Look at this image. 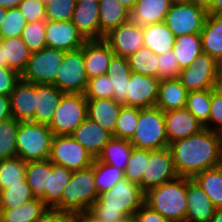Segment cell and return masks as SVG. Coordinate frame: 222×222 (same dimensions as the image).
Here are the masks:
<instances>
[{"label":"cell","mask_w":222,"mask_h":222,"mask_svg":"<svg viewBox=\"0 0 222 222\" xmlns=\"http://www.w3.org/2000/svg\"><path fill=\"white\" fill-rule=\"evenodd\" d=\"M169 149L179 177L193 179L203 170L222 165V135L210 129L171 142Z\"/></svg>","instance_id":"6da1fadb"},{"label":"cell","mask_w":222,"mask_h":222,"mask_svg":"<svg viewBox=\"0 0 222 222\" xmlns=\"http://www.w3.org/2000/svg\"><path fill=\"white\" fill-rule=\"evenodd\" d=\"M145 193L127 179L98 195L87 213L100 222H123L144 204Z\"/></svg>","instance_id":"7a4b0ae2"},{"label":"cell","mask_w":222,"mask_h":222,"mask_svg":"<svg viewBox=\"0 0 222 222\" xmlns=\"http://www.w3.org/2000/svg\"><path fill=\"white\" fill-rule=\"evenodd\" d=\"M144 203L169 222H185L187 210L186 178L176 179L149 189Z\"/></svg>","instance_id":"3957f363"},{"label":"cell","mask_w":222,"mask_h":222,"mask_svg":"<svg viewBox=\"0 0 222 222\" xmlns=\"http://www.w3.org/2000/svg\"><path fill=\"white\" fill-rule=\"evenodd\" d=\"M54 135L47 125L19 122L16 134L17 156L25 162L49 159Z\"/></svg>","instance_id":"277c9868"},{"label":"cell","mask_w":222,"mask_h":222,"mask_svg":"<svg viewBox=\"0 0 222 222\" xmlns=\"http://www.w3.org/2000/svg\"><path fill=\"white\" fill-rule=\"evenodd\" d=\"M129 141L134 148L150 151L169 147L164 112L156 106L139 108L138 123Z\"/></svg>","instance_id":"5b68a950"},{"label":"cell","mask_w":222,"mask_h":222,"mask_svg":"<svg viewBox=\"0 0 222 222\" xmlns=\"http://www.w3.org/2000/svg\"><path fill=\"white\" fill-rule=\"evenodd\" d=\"M98 192L94 181L93 165L77 171H72L71 179L63 191L60 209L73 213L87 212L97 200Z\"/></svg>","instance_id":"8992f818"},{"label":"cell","mask_w":222,"mask_h":222,"mask_svg":"<svg viewBox=\"0 0 222 222\" xmlns=\"http://www.w3.org/2000/svg\"><path fill=\"white\" fill-rule=\"evenodd\" d=\"M87 118L84 94H64L48 126L54 136L71 135Z\"/></svg>","instance_id":"52a82bcc"},{"label":"cell","mask_w":222,"mask_h":222,"mask_svg":"<svg viewBox=\"0 0 222 222\" xmlns=\"http://www.w3.org/2000/svg\"><path fill=\"white\" fill-rule=\"evenodd\" d=\"M65 51L50 47L32 52L21 79L34 84H53Z\"/></svg>","instance_id":"ba28073f"},{"label":"cell","mask_w":222,"mask_h":222,"mask_svg":"<svg viewBox=\"0 0 222 222\" xmlns=\"http://www.w3.org/2000/svg\"><path fill=\"white\" fill-rule=\"evenodd\" d=\"M88 81L89 79L85 71L83 47L65 52L53 85L66 94H84Z\"/></svg>","instance_id":"9c48e42d"},{"label":"cell","mask_w":222,"mask_h":222,"mask_svg":"<svg viewBox=\"0 0 222 222\" xmlns=\"http://www.w3.org/2000/svg\"><path fill=\"white\" fill-rule=\"evenodd\" d=\"M94 156L71 135L54 136L49 160L71 171L82 170L93 165Z\"/></svg>","instance_id":"30bf717a"},{"label":"cell","mask_w":222,"mask_h":222,"mask_svg":"<svg viewBox=\"0 0 222 222\" xmlns=\"http://www.w3.org/2000/svg\"><path fill=\"white\" fill-rule=\"evenodd\" d=\"M207 11L195 2L173 3L165 16L164 23L177 36L200 34Z\"/></svg>","instance_id":"8fae6325"},{"label":"cell","mask_w":222,"mask_h":222,"mask_svg":"<svg viewBox=\"0 0 222 222\" xmlns=\"http://www.w3.org/2000/svg\"><path fill=\"white\" fill-rule=\"evenodd\" d=\"M217 77L216 59L202 52L190 66L180 71L178 79L190 92L216 88Z\"/></svg>","instance_id":"7c38bea8"},{"label":"cell","mask_w":222,"mask_h":222,"mask_svg":"<svg viewBox=\"0 0 222 222\" xmlns=\"http://www.w3.org/2000/svg\"><path fill=\"white\" fill-rule=\"evenodd\" d=\"M177 177L169 147L160 150H148V159H145V169L141 180V190L144 193Z\"/></svg>","instance_id":"4fadbf2b"},{"label":"cell","mask_w":222,"mask_h":222,"mask_svg":"<svg viewBox=\"0 0 222 222\" xmlns=\"http://www.w3.org/2000/svg\"><path fill=\"white\" fill-rule=\"evenodd\" d=\"M143 39L142 27L134 25L130 20L111 30L103 38L115 56L126 58L144 46Z\"/></svg>","instance_id":"5bb4252c"},{"label":"cell","mask_w":222,"mask_h":222,"mask_svg":"<svg viewBox=\"0 0 222 222\" xmlns=\"http://www.w3.org/2000/svg\"><path fill=\"white\" fill-rule=\"evenodd\" d=\"M159 83V78L132 72L127 87L126 106L140 109L155 107Z\"/></svg>","instance_id":"9a60e30c"},{"label":"cell","mask_w":222,"mask_h":222,"mask_svg":"<svg viewBox=\"0 0 222 222\" xmlns=\"http://www.w3.org/2000/svg\"><path fill=\"white\" fill-rule=\"evenodd\" d=\"M86 41L72 21L46 20L47 47L74 51L82 48Z\"/></svg>","instance_id":"2e32d148"},{"label":"cell","mask_w":222,"mask_h":222,"mask_svg":"<svg viewBox=\"0 0 222 222\" xmlns=\"http://www.w3.org/2000/svg\"><path fill=\"white\" fill-rule=\"evenodd\" d=\"M186 197L185 222H211L216 208L194 179L186 178Z\"/></svg>","instance_id":"e0dca14e"},{"label":"cell","mask_w":222,"mask_h":222,"mask_svg":"<svg viewBox=\"0 0 222 222\" xmlns=\"http://www.w3.org/2000/svg\"><path fill=\"white\" fill-rule=\"evenodd\" d=\"M99 16V1L76 0L71 21L86 40H100Z\"/></svg>","instance_id":"ac0fdd59"},{"label":"cell","mask_w":222,"mask_h":222,"mask_svg":"<svg viewBox=\"0 0 222 222\" xmlns=\"http://www.w3.org/2000/svg\"><path fill=\"white\" fill-rule=\"evenodd\" d=\"M169 144L200 132L204 126L186 109L164 112Z\"/></svg>","instance_id":"d6986e66"},{"label":"cell","mask_w":222,"mask_h":222,"mask_svg":"<svg viewBox=\"0 0 222 222\" xmlns=\"http://www.w3.org/2000/svg\"><path fill=\"white\" fill-rule=\"evenodd\" d=\"M113 56L112 49L103 39L87 40L83 45V57L88 79L106 74Z\"/></svg>","instance_id":"ffe728a7"},{"label":"cell","mask_w":222,"mask_h":222,"mask_svg":"<svg viewBox=\"0 0 222 222\" xmlns=\"http://www.w3.org/2000/svg\"><path fill=\"white\" fill-rule=\"evenodd\" d=\"M9 97L12 117L19 122L33 121L37 97L35 84L21 79Z\"/></svg>","instance_id":"44dd1931"},{"label":"cell","mask_w":222,"mask_h":222,"mask_svg":"<svg viewBox=\"0 0 222 222\" xmlns=\"http://www.w3.org/2000/svg\"><path fill=\"white\" fill-rule=\"evenodd\" d=\"M94 158L102 152L103 147L113 137L111 133L103 129L97 122L87 117L71 134Z\"/></svg>","instance_id":"7402d4cb"},{"label":"cell","mask_w":222,"mask_h":222,"mask_svg":"<svg viewBox=\"0 0 222 222\" xmlns=\"http://www.w3.org/2000/svg\"><path fill=\"white\" fill-rule=\"evenodd\" d=\"M36 102L34 119L32 122L49 126L54 111L60 104L65 93L53 84H35Z\"/></svg>","instance_id":"603a6c76"},{"label":"cell","mask_w":222,"mask_h":222,"mask_svg":"<svg viewBox=\"0 0 222 222\" xmlns=\"http://www.w3.org/2000/svg\"><path fill=\"white\" fill-rule=\"evenodd\" d=\"M172 4V0H137L131 11L130 21L142 28L163 22Z\"/></svg>","instance_id":"cb8c5ba5"},{"label":"cell","mask_w":222,"mask_h":222,"mask_svg":"<svg viewBox=\"0 0 222 222\" xmlns=\"http://www.w3.org/2000/svg\"><path fill=\"white\" fill-rule=\"evenodd\" d=\"M30 56L31 51L21 37L0 39V67H8L21 75Z\"/></svg>","instance_id":"d4e9b609"},{"label":"cell","mask_w":222,"mask_h":222,"mask_svg":"<svg viewBox=\"0 0 222 222\" xmlns=\"http://www.w3.org/2000/svg\"><path fill=\"white\" fill-rule=\"evenodd\" d=\"M123 104L110 99L87 100V117L97 122L114 137L117 118Z\"/></svg>","instance_id":"484cf974"},{"label":"cell","mask_w":222,"mask_h":222,"mask_svg":"<svg viewBox=\"0 0 222 222\" xmlns=\"http://www.w3.org/2000/svg\"><path fill=\"white\" fill-rule=\"evenodd\" d=\"M187 89L178 78L160 80L156 107L163 112L183 109L186 106Z\"/></svg>","instance_id":"4316f807"},{"label":"cell","mask_w":222,"mask_h":222,"mask_svg":"<svg viewBox=\"0 0 222 222\" xmlns=\"http://www.w3.org/2000/svg\"><path fill=\"white\" fill-rule=\"evenodd\" d=\"M131 68L126 57L113 56L107 74L113 88V99L126 106L127 87L131 77Z\"/></svg>","instance_id":"83f0119b"},{"label":"cell","mask_w":222,"mask_h":222,"mask_svg":"<svg viewBox=\"0 0 222 222\" xmlns=\"http://www.w3.org/2000/svg\"><path fill=\"white\" fill-rule=\"evenodd\" d=\"M100 40L111 30L130 20L131 11L118 0H100Z\"/></svg>","instance_id":"f1b7e54d"},{"label":"cell","mask_w":222,"mask_h":222,"mask_svg":"<svg viewBox=\"0 0 222 222\" xmlns=\"http://www.w3.org/2000/svg\"><path fill=\"white\" fill-rule=\"evenodd\" d=\"M143 30V44L157 55L173 50L175 35L163 22L146 25Z\"/></svg>","instance_id":"f546056e"},{"label":"cell","mask_w":222,"mask_h":222,"mask_svg":"<svg viewBox=\"0 0 222 222\" xmlns=\"http://www.w3.org/2000/svg\"><path fill=\"white\" fill-rule=\"evenodd\" d=\"M72 171L64 166L51 162V174H49V189L41 199L46 208L60 209L61 196L71 179Z\"/></svg>","instance_id":"4dcf8cb0"},{"label":"cell","mask_w":222,"mask_h":222,"mask_svg":"<svg viewBox=\"0 0 222 222\" xmlns=\"http://www.w3.org/2000/svg\"><path fill=\"white\" fill-rule=\"evenodd\" d=\"M51 161L49 159L27 162L25 179L34 198L42 199L49 189Z\"/></svg>","instance_id":"1f68e13d"},{"label":"cell","mask_w":222,"mask_h":222,"mask_svg":"<svg viewBox=\"0 0 222 222\" xmlns=\"http://www.w3.org/2000/svg\"><path fill=\"white\" fill-rule=\"evenodd\" d=\"M200 35L203 52L217 60L222 54V16L207 15Z\"/></svg>","instance_id":"d6a6232c"},{"label":"cell","mask_w":222,"mask_h":222,"mask_svg":"<svg viewBox=\"0 0 222 222\" xmlns=\"http://www.w3.org/2000/svg\"><path fill=\"white\" fill-rule=\"evenodd\" d=\"M133 148L129 140L112 137L103 147L97 159L124 172Z\"/></svg>","instance_id":"836d02e7"},{"label":"cell","mask_w":222,"mask_h":222,"mask_svg":"<svg viewBox=\"0 0 222 222\" xmlns=\"http://www.w3.org/2000/svg\"><path fill=\"white\" fill-rule=\"evenodd\" d=\"M173 51L180 69L187 68L203 52L200 34L175 37Z\"/></svg>","instance_id":"e575fe53"},{"label":"cell","mask_w":222,"mask_h":222,"mask_svg":"<svg viewBox=\"0 0 222 222\" xmlns=\"http://www.w3.org/2000/svg\"><path fill=\"white\" fill-rule=\"evenodd\" d=\"M193 179L200 185L215 208L222 207V165L203 170Z\"/></svg>","instance_id":"d590c367"},{"label":"cell","mask_w":222,"mask_h":222,"mask_svg":"<svg viewBox=\"0 0 222 222\" xmlns=\"http://www.w3.org/2000/svg\"><path fill=\"white\" fill-rule=\"evenodd\" d=\"M47 208L39 198H34L12 209H0V222H35Z\"/></svg>","instance_id":"8d00e7d4"},{"label":"cell","mask_w":222,"mask_h":222,"mask_svg":"<svg viewBox=\"0 0 222 222\" xmlns=\"http://www.w3.org/2000/svg\"><path fill=\"white\" fill-rule=\"evenodd\" d=\"M27 162L18 156L0 160V191L25 180Z\"/></svg>","instance_id":"74e56055"},{"label":"cell","mask_w":222,"mask_h":222,"mask_svg":"<svg viewBox=\"0 0 222 222\" xmlns=\"http://www.w3.org/2000/svg\"><path fill=\"white\" fill-rule=\"evenodd\" d=\"M212 89L190 91L185 108L205 127L210 116Z\"/></svg>","instance_id":"f35d334b"},{"label":"cell","mask_w":222,"mask_h":222,"mask_svg":"<svg viewBox=\"0 0 222 222\" xmlns=\"http://www.w3.org/2000/svg\"><path fill=\"white\" fill-rule=\"evenodd\" d=\"M132 72L158 78V55L143 46L128 58Z\"/></svg>","instance_id":"ab89813d"},{"label":"cell","mask_w":222,"mask_h":222,"mask_svg":"<svg viewBox=\"0 0 222 222\" xmlns=\"http://www.w3.org/2000/svg\"><path fill=\"white\" fill-rule=\"evenodd\" d=\"M124 179V172L115 166L94 159V181L98 195Z\"/></svg>","instance_id":"60d3db41"},{"label":"cell","mask_w":222,"mask_h":222,"mask_svg":"<svg viewBox=\"0 0 222 222\" xmlns=\"http://www.w3.org/2000/svg\"><path fill=\"white\" fill-rule=\"evenodd\" d=\"M34 199L33 193L26 181L21 184L9 185L0 191V209H12Z\"/></svg>","instance_id":"b9f144b4"},{"label":"cell","mask_w":222,"mask_h":222,"mask_svg":"<svg viewBox=\"0 0 222 222\" xmlns=\"http://www.w3.org/2000/svg\"><path fill=\"white\" fill-rule=\"evenodd\" d=\"M19 121L11 117L0 122V160L17 156L16 134Z\"/></svg>","instance_id":"7bdbcfd3"},{"label":"cell","mask_w":222,"mask_h":222,"mask_svg":"<svg viewBox=\"0 0 222 222\" xmlns=\"http://www.w3.org/2000/svg\"><path fill=\"white\" fill-rule=\"evenodd\" d=\"M139 108L122 106L117 124L114 130V137L130 140L138 123Z\"/></svg>","instance_id":"ee69618b"},{"label":"cell","mask_w":222,"mask_h":222,"mask_svg":"<svg viewBox=\"0 0 222 222\" xmlns=\"http://www.w3.org/2000/svg\"><path fill=\"white\" fill-rule=\"evenodd\" d=\"M29 50L37 52L47 47L46 21L29 22L25 25L21 36Z\"/></svg>","instance_id":"f6af8a7d"},{"label":"cell","mask_w":222,"mask_h":222,"mask_svg":"<svg viewBox=\"0 0 222 222\" xmlns=\"http://www.w3.org/2000/svg\"><path fill=\"white\" fill-rule=\"evenodd\" d=\"M145 159H148V150L133 148L124 171V178L137 184L140 188L145 169Z\"/></svg>","instance_id":"bcb514c9"},{"label":"cell","mask_w":222,"mask_h":222,"mask_svg":"<svg viewBox=\"0 0 222 222\" xmlns=\"http://www.w3.org/2000/svg\"><path fill=\"white\" fill-rule=\"evenodd\" d=\"M26 24L27 21L18 8L7 9L0 28V39L20 37Z\"/></svg>","instance_id":"7dc6e473"},{"label":"cell","mask_w":222,"mask_h":222,"mask_svg":"<svg viewBox=\"0 0 222 222\" xmlns=\"http://www.w3.org/2000/svg\"><path fill=\"white\" fill-rule=\"evenodd\" d=\"M76 0H48L45 4L46 20L71 21Z\"/></svg>","instance_id":"c3c4849f"},{"label":"cell","mask_w":222,"mask_h":222,"mask_svg":"<svg viewBox=\"0 0 222 222\" xmlns=\"http://www.w3.org/2000/svg\"><path fill=\"white\" fill-rule=\"evenodd\" d=\"M113 88L108 74L89 79L85 90V98L91 99H110L113 98Z\"/></svg>","instance_id":"681fc988"},{"label":"cell","mask_w":222,"mask_h":222,"mask_svg":"<svg viewBox=\"0 0 222 222\" xmlns=\"http://www.w3.org/2000/svg\"><path fill=\"white\" fill-rule=\"evenodd\" d=\"M159 80L178 78L180 67L173 50L158 55Z\"/></svg>","instance_id":"f907efd6"},{"label":"cell","mask_w":222,"mask_h":222,"mask_svg":"<svg viewBox=\"0 0 222 222\" xmlns=\"http://www.w3.org/2000/svg\"><path fill=\"white\" fill-rule=\"evenodd\" d=\"M210 108L209 121L204 128L222 133V92L217 88H212Z\"/></svg>","instance_id":"816d5d0a"},{"label":"cell","mask_w":222,"mask_h":222,"mask_svg":"<svg viewBox=\"0 0 222 222\" xmlns=\"http://www.w3.org/2000/svg\"><path fill=\"white\" fill-rule=\"evenodd\" d=\"M18 9L23 14L27 23L36 21H46L45 4L40 0H23Z\"/></svg>","instance_id":"f5cc1de1"},{"label":"cell","mask_w":222,"mask_h":222,"mask_svg":"<svg viewBox=\"0 0 222 222\" xmlns=\"http://www.w3.org/2000/svg\"><path fill=\"white\" fill-rule=\"evenodd\" d=\"M20 80L21 75L18 72L8 67H0V94L9 97Z\"/></svg>","instance_id":"db71d44e"},{"label":"cell","mask_w":222,"mask_h":222,"mask_svg":"<svg viewBox=\"0 0 222 222\" xmlns=\"http://www.w3.org/2000/svg\"><path fill=\"white\" fill-rule=\"evenodd\" d=\"M74 216L68 210L47 208L35 222H69Z\"/></svg>","instance_id":"11a10c76"},{"label":"cell","mask_w":222,"mask_h":222,"mask_svg":"<svg viewBox=\"0 0 222 222\" xmlns=\"http://www.w3.org/2000/svg\"><path fill=\"white\" fill-rule=\"evenodd\" d=\"M133 218L136 222H169L160 213L151 209L145 203L134 214Z\"/></svg>","instance_id":"9f6ffc18"},{"label":"cell","mask_w":222,"mask_h":222,"mask_svg":"<svg viewBox=\"0 0 222 222\" xmlns=\"http://www.w3.org/2000/svg\"><path fill=\"white\" fill-rule=\"evenodd\" d=\"M11 117L10 97L0 94V122Z\"/></svg>","instance_id":"6f0895ef"},{"label":"cell","mask_w":222,"mask_h":222,"mask_svg":"<svg viewBox=\"0 0 222 222\" xmlns=\"http://www.w3.org/2000/svg\"><path fill=\"white\" fill-rule=\"evenodd\" d=\"M207 15L222 16V0H215Z\"/></svg>","instance_id":"680465c9"},{"label":"cell","mask_w":222,"mask_h":222,"mask_svg":"<svg viewBox=\"0 0 222 222\" xmlns=\"http://www.w3.org/2000/svg\"><path fill=\"white\" fill-rule=\"evenodd\" d=\"M23 0H0V7L5 9L18 8Z\"/></svg>","instance_id":"91938a15"},{"label":"cell","mask_w":222,"mask_h":222,"mask_svg":"<svg viewBox=\"0 0 222 222\" xmlns=\"http://www.w3.org/2000/svg\"><path fill=\"white\" fill-rule=\"evenodd\" d=\"M75 217L79 220V222H100L94 219L87 212H78L75 214Z\"/></svg>","instance_id":"94428289"},{"label":"cell","mask_w":222,"mask_h":222,"mask_svg":"<svg viewBox=\"0 0 222 222\" xmlns=\"http://www.w3.org/2000/svg\"><path fill=\"white\" fill-rule=\"evenodd\" d=\"M214 1L215 0H194V2L198 6L204 8L206 11H208L211 8V6L213 5Z\"/></svg>","instance_id":"6125c7cd"},{"label":"cell","mask_w":222,"mask_h":222,"mask_svg":"<svg viewBox=\"0 0 222 222\" xmlns=\"http://www.w3.org/2000/svg\"><path fill=\"white\" fill-rule=\"evenodd\" d=\"M211 222H222V207L215 209Z\"/></svg>","instance_id":"be15d7a7"},{"label":"cell","mask_w":222,"mask_h":222,"mask_svg":"<svg viewBox=\"0 0 222 222\" xmlns=\"http://www.w3.org/2000/svg\"><path fill=\"white\" fill-rule=\"evenodd\" d=\"M123 6L132 11L137 0H118Z\"/></svg>","instance_id":"e7e4bbea"},{"label":"cell","mask_w":222,"mask_h":222,"mask_svg":"<svg viewBox=\"0 0 222 222\" xmlns=\"http://www.w3.org/2000/svg\"><path fill=\"white\" fill-rule=\"evenodd\" d=\"M6 13H7V9L0 7V28L4 19L6 18Z\"/></svg>","instance_id":"03108f58"},{"label":"cell","mask_w":222,"mask_h":222,"mask_svg":"<svg viewBox=\"0 0 222 222\" xmlns=\"http://www.w3.org/2000/svg\"><path fill=\"white\" fill-rule=\"evenodd\" d=\"M216 88L222 92V73H218Z\"/></svg>","instance_id":"003e7915"},{"label":"cell","mask_w":222,"mask_h":222,"mask_svg":"<svg viewBox=\"0 0 222 222\" xmlns=\"http://www.w3.org/2000/svg\"><path fill=\"white\" fill-rule=\"evenodd\" d=\"M216 62H217L218 73H222V54L219 56V58L216 60Z\"/></svg>","instance_id":"a7ac6f4b"},{"label":"cell","mask_w":222,"mask_h":222,"mask_svg":"<svg viewBox=\"0 0 222 222\" xmlns=\"http://www.w3.org/2000/svg\"><path fill=\"white\" fill-rule=\"evenodd\" d=\"M173 3L194 2V0H172Z\"/></svg>","instance_id":"89a4df30"},{"label":"cell","mask_w":222,"mask_h":222,"mask_svg":"<svg viewBox=\"0 0 222 222\" xmlns=\"http://www.w3.org/2000/svg\"><path fill=\"white\" fill-rule=\"evenodd\" d=\"M123 222H136V221L133 217H131V218H128L127 220H125Z\"/></svg>","instance_id":"2644e50d"},{"label":"cell","mask_w":222,"mask_h":222,"mask_svg":"<svg viewBox=\"0 0 222 222\" xmlns=\"http://www.w3.org/2000/svg\"><path fill=\"white\" fill-rule=\"evenodd\" d=\"M69 222H79V220L74 216Z\"/></svg>","instance_id":"8c879c8a"},{"label":"cell","mask_w":222,"mask_h":222,"mask_svg":"<svg viewBox=\"0 0 222 222\" xmlns=\"http://www.w3.org/2000/svg\"><path fill=\"white\" fill-rule=\"evenodd\" d=\"M40 1L43 2L44 4L48 2V0H40Z\"/></svg>","instance_id":"753ad0ef"}]
</instances>
